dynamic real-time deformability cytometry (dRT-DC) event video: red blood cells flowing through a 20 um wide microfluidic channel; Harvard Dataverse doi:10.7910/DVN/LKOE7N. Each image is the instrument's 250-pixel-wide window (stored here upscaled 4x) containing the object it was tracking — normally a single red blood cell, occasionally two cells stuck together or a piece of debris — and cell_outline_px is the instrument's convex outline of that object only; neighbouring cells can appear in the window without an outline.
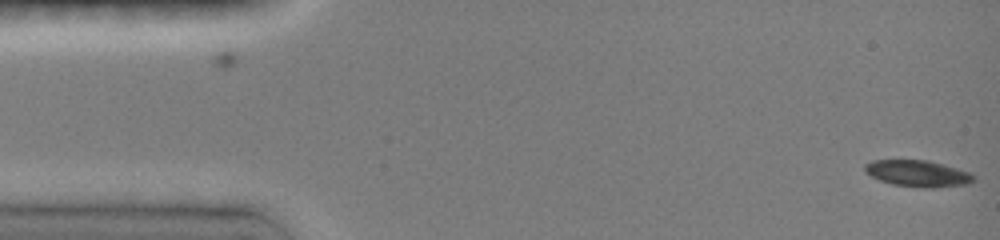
{"species": "common noctule bat (a hibernating species)", "species_latin": "Nyctalus noctula", "temperature_condition": "room temperature", "stored_images_in_passage": 3, "camera_frame_rate_fps": 3000, "um_per_image_px": 0.085, "animal": {"sex": "female", "body_mass_g": 19.0, "forearm_length_mm": 51.5}, "frame": {"image": 1, "passage_image": 3, "time_ms": 0.333, "image_size_px": [1000, 240], "cell_outline_px": [[976, 180], [968, 184], [932, 188], [924, 188], [892, 184], [880, 180], [864, 172], [864, 164], [872, 160], [924, 160], [956, 168], [968, 172], [976, 176]], "centroid_in_image_um": [78.0, 14.75], "position_along_channel_um": 7.0, "area_um2": 16.7}}